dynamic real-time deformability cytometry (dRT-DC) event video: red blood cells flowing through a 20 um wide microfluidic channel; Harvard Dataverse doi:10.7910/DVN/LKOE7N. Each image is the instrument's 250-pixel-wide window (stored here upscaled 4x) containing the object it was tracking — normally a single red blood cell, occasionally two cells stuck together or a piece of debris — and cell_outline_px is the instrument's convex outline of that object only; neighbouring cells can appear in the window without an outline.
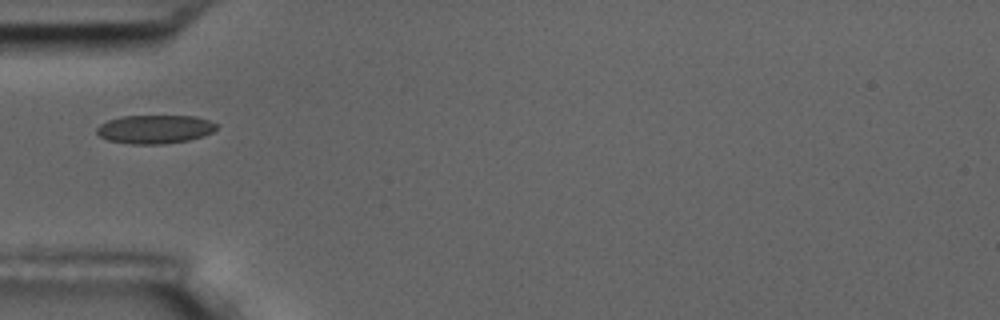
{"species": "common noctule bat (a hibernating species)", "species_latin": "Nyctalus noctula", "temperature_condition": "room temperature", "stored_images_in_passage": 5, "camera_frame_rate_fps": 3000, "um_per_image_px": 0.085, "animal": {"sex": "male", "body_mass_g": 17.5, "forearm_length_mm": 52.3}, "frame": {"image": 1, "passage_image": 1, "time_ms": 0.0, "image_size_px": [1000, 320], "cell_outline_px": [[216, 128], [212, 132], [204, 136], [188, 140], [164, 144], [132, 144], [108, 140], [100, 136], [96, 132], [96, 128], [100, 124], [108, 120], [120, 116], [196, 116], [208, 120], [216, 124]], "centroid_in_image_um": [13.15, 10.98], "position_along_channel_um": 71.9, "area_um2": 19.94}}
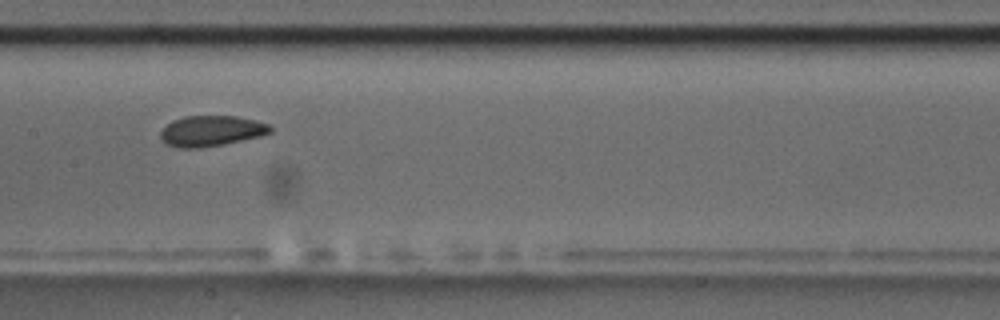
{"frame": {"image": 2, "passage_image": 4, "time_ms": 3.333, "image_size_px": [1000, 320], "cell_outline_px": [[272, 132], [260, 136], [224, 144], [200, 148], [176, 148], [164, 144], [160, 136], [160, 132], [172, 120], [184, 116], [236, 116], [256, 120], [268, 124], [272, 128]], "centroid_in_image_um": [17.93, 11.13], "position_along_channel_um": 189.5, "area_um2": 19.71}}
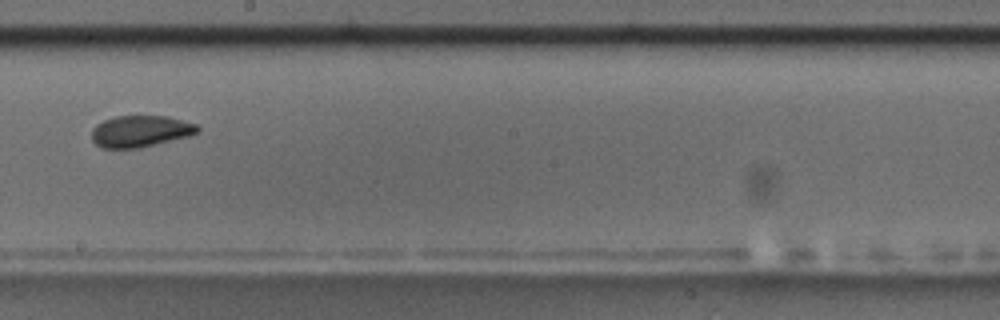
{"frame": {"image": 3, "passage_image": 5, "time_ms": 4.667, "image_size_px": [1000, 320], "cell_outline_px": [[200, 132], [188, 136], [140, 148], [100, 148], [92, 140], [92, 128], [96, 124], [112, 116], [168, 116], [196, 124], [200, 128]], "centroid_in_image_um": [11.92, 11.15], "position_along_channel_um": 236.3, "area_um2": 19.59}}